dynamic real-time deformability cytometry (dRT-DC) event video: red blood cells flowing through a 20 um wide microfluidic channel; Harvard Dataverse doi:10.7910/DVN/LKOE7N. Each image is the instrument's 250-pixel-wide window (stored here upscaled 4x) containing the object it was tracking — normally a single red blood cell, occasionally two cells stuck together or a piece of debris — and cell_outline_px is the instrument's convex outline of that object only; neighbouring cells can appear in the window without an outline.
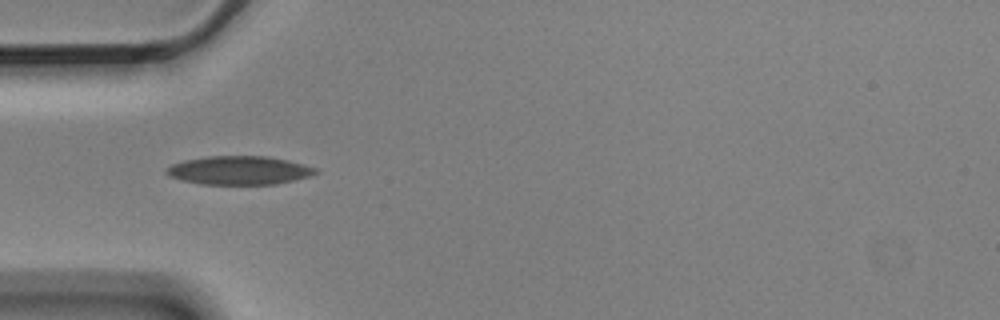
{"species": "Egyptian fruit bat (a non-hibernating species)", "species_latin": "Rousettus aegyptiacus", "temperature_condition": "cold", "stored_images_in_passage": 4, "camera_frame_rate_fps": 3000, "um_per_image_px": 0.085, "animal": {"sex": "male"}, "frame": {"image": 1, "passage_image": 3, "time_ms": 0.667, "image_size_px": [1000, 320], "cell_outline_px": [[320, 172], [308, 176], [276, 184], [204, 184], [184, 180], [168, 176], [164, 172], [164, 168], [172, 164], [184, 160], [208, 156], [268, 156], [288, 160], [304, 164], [316, 168]], "centroid_in_image_um": [20.31, 14.47], "position_along_channel_um": 64.7, "area_um2": 24.8}}
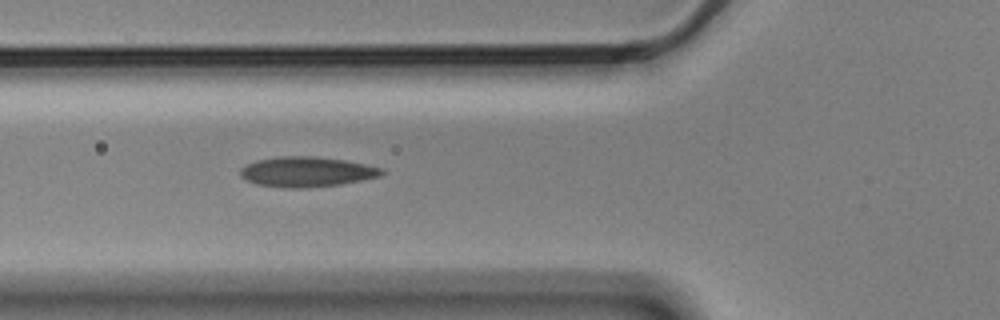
{"frame": {"image": 2, "passage_image": 4, "time_ms": 1.0, "image_size_px": [1000, 320], "cell_outline_px": [[384, 172], [380, 176], [340, 184], [308, 188], [284, 188], [256, 184], [240, 176], [240, 168], [256, 160], [276, 156], [312, 156], [344, 160], [384, 168]], "centroid_in_image_um": [26.04, 14.6], "position_along_channel_um": 99.8, "area_um2": 24.8}}